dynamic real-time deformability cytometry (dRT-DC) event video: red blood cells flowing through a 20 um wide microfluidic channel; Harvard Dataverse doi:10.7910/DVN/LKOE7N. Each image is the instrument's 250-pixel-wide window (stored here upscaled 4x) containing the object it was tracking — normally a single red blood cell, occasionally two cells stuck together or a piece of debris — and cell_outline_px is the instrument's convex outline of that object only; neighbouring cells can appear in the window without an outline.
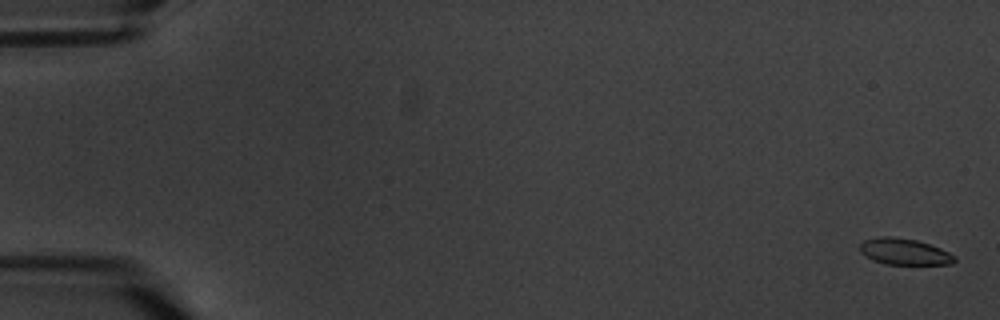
{"species": "common noctule bat (a hibernating species)", "species_latin": "Nyctalus noctula", "temperature_condition": "warm", "stored_images_in_passage": 5, "camera_frame_rate_fps": 3000, "um_per_image_px": 0.085, "animal": {"sex": "male", "body_mass_g": 20.1, "forearm_length_mm": 53.5}, "frame": {"image": 1, "passage_image": 1, "time_ms": 0.0, "image_size_px": [1000, 320], "cell_outline_px": [[956, 260], [952, 264], [884, 264], [872, 260], [864, 256], [860, 252], [860, 244], [864, 240], [880, 236], [892, 236], [916, 240], [940, 248], [956, 256]], "centroid_in_image_um": [76.84, 21.39], "position_along_channel_um": 8.2, "area_um2": 14.57}}
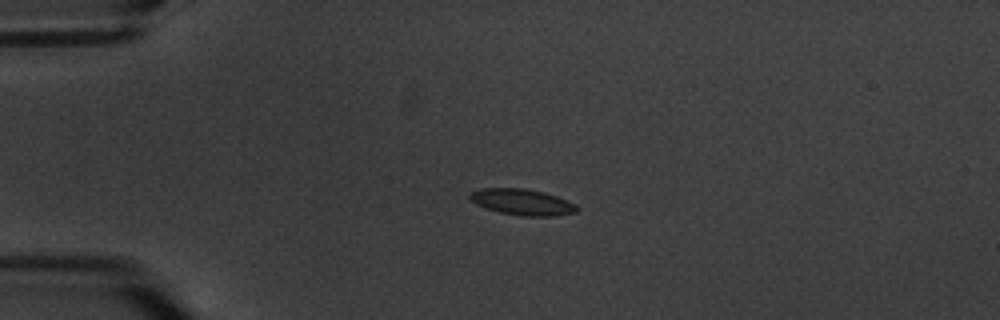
{"frame": {"image": 2, "passage_image": 4, "time_ms": 4.667, "image_size_px": [1000, 320], "cell_outline_px": [[580, 208], [576, 212], [552, 216], [524, 216], [500, 212], [484, 208], [476, 204], [468, 196], [472, 192], [480, 188], [524, 188], [544, 192], [556, 196], [576, 204]], "centroid_in_image_um": [44.39, 17.17], "position_along_channel_um": 40.6, "area_um2": 16.24}}